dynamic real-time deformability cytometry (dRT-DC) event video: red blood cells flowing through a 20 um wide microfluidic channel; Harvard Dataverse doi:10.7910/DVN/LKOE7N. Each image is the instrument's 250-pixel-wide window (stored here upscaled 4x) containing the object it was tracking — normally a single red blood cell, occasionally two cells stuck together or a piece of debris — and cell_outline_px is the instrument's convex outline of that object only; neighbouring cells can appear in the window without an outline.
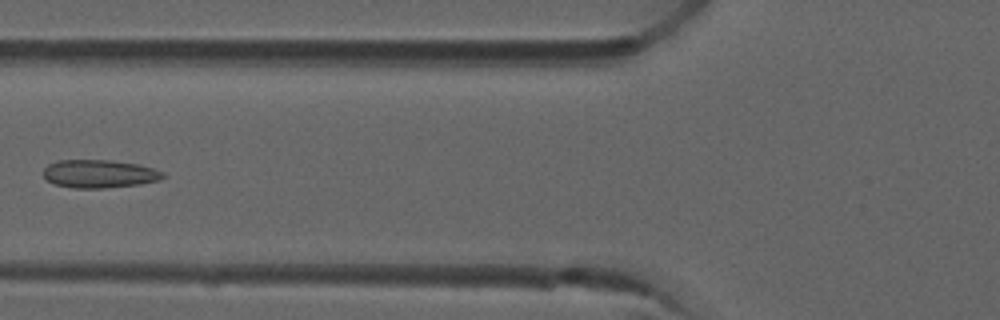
{"species": "common noctule bat (a hibernating species)", "species_latin": "Nyctalus noctula", "temperature_condition": "room temperature", "stored_images_in_passage": 6, "camera_frame_rate_fps": 3000, "um_per_image_px": 0.085, "animal": {"sex": "male", "forearm_length_mm": 52.5}, "frame": {"image": 1, "passage_image": 6, "time_ms": 1.667, "image_size_px": [1000, 320], "cell_outline_px": [[164, 176], [160, 180], [140, 184], [104, 188], [72, 188], [56, 184], [48, 180], [44, 176], [44, 168], [48, 164], [60, 160], [108, 160], [140, 164], [164, 172]], "centroid_in_image_um": [8.46, 14.77], "position_along_channel_um": 117.3, "area_um2": 19.54}}